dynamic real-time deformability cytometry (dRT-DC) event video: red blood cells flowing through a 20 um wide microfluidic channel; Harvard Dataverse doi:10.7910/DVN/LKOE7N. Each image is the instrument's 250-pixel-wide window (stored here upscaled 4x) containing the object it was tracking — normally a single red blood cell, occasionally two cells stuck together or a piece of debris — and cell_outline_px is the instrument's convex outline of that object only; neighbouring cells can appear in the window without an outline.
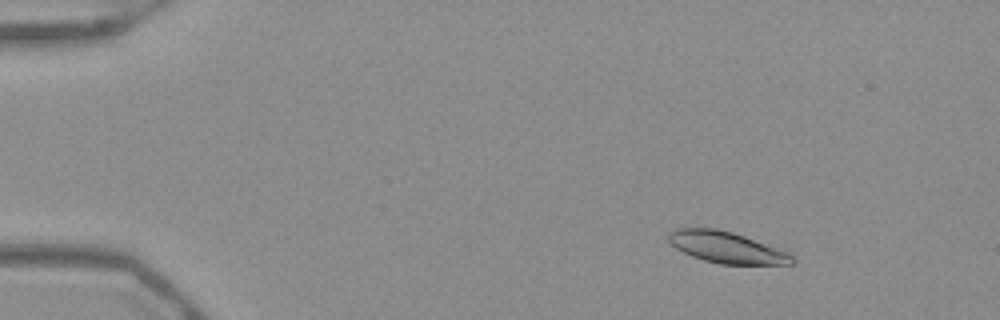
{"species": "Egyptian fruit bat (a non-hibernating species)", "species_latin": "Rousettus aegyptiacus", "temperature_condition": "warm", "stored_images_in_passage": 53, "camera_frame_rate_fps": 3000, "um_per_image_px": 0.085, "frame": {"image": 1, "passage_image": 7, "time_ms": 2.0, "image_size_px": [1000, 320], "cell_outline_px": [[796, 260], [792, 264], [720, 264], [704, 260], [692, 256], [676, 248], [668, 240], [668, 232], [672, 228], [716, 228], [732, 232], [744, 236], [788, 252]], "centroid_in_image_um": [61.73, 21.02], "position_along_channel_um": 23.3, "area_um2": 22.43}}
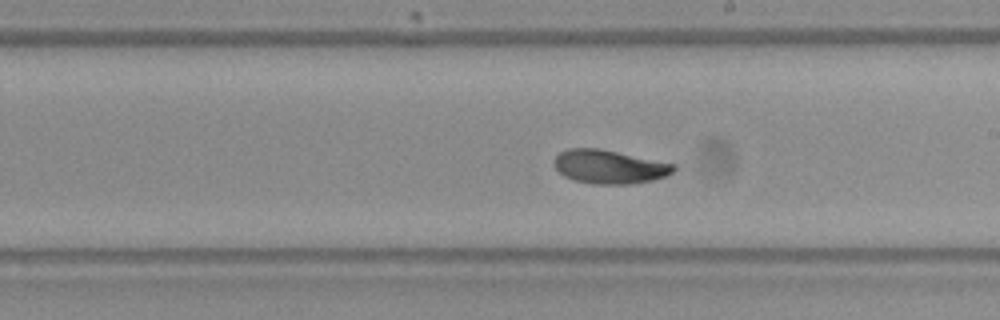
{"frame": {"image": 2, "passage_image": 31, "time_ms": 10.0, "image_size_px": [1000, 320], "cell_outline_px": [[676, 168], [668, 176], [652, 180], [632, 184], [592, 184], [576, 180], [564, 176], [552, 164], [552, 160], [560, 152], [568, 148], [600, 148], [676, 164]], "centroid_in_image_um": [51.79, 14.17], "position_along_channel_um": 237.2, "area_um2": 23.64}}
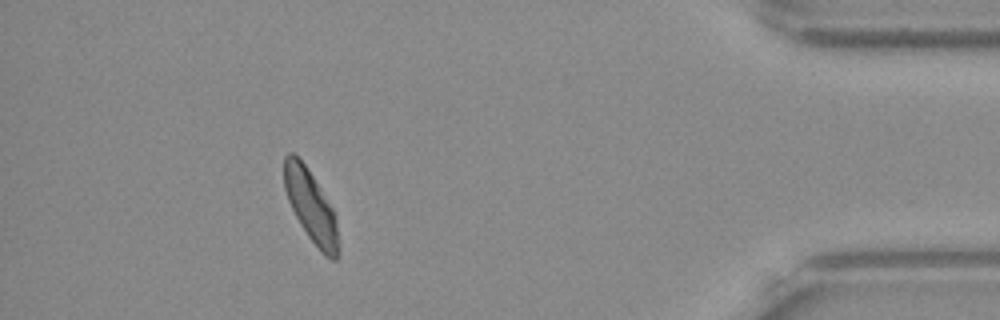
{"frame": {"image": 3, "passage_image": 48, "time_ms": 15.667, "image_size_px": [1000, 320], "cell_outline_px": [[340, 256], [336, 260], [332, 260], [324, 256], [320, 252], [308, 236], [300, 224], [288, 200], [284, 188], [284, 156], [288, 152], [292, 152], [304, 164], [312, 176], [332, 208], [336, 220], [340, 252]], "centroid_in_image_um": [26.44, 17.6], "position_along_channel_um": 408.8, "area_um2": 22.54}, "authors_computed_cell_mechanics": {"area_um2": 23.3512, "velocity_mm_per_s": 3.8736, "shape_relaxation_time_tau1_ms": 2.6185, "shape_relaxation_time_tau2_ms": 1.9733, "deformation_change_tau1": 0.1205, "deformation_change_tau2": 0.0583}}